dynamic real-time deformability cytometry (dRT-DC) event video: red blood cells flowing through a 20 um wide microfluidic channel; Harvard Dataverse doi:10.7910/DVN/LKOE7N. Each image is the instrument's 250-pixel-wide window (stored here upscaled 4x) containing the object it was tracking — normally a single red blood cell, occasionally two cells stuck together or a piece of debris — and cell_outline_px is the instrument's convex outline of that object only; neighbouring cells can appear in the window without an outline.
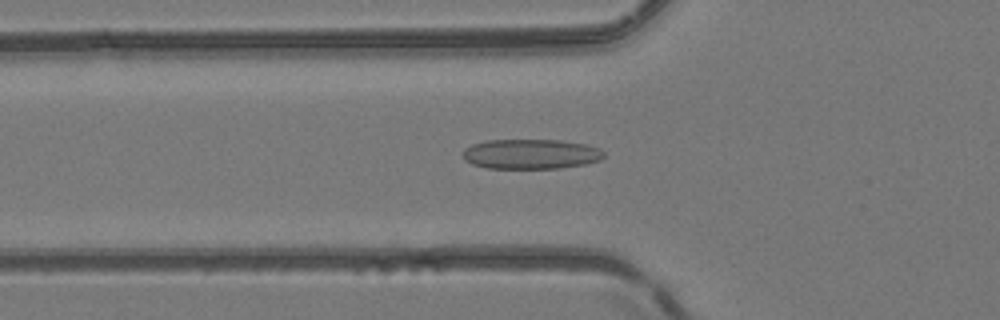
{"species": "common noctule bat (a hibernating species)", "species_latin": "Nyctalus noctula", "temperature_condition": "room temperature", "stored_images_in_passage": 50, "camera_frame_rate_fps": 3000, "um_per_image_px": 0.085, "animal": {"sex": "female", "body_mass_g": 24.6, "forearm_length_mm": 56.2}, "frame": {"image": 1, "passage_image": 18, "time_ms": 5.667, "image_size_px": [1000, 320], "cell_outline_px": [[604, 156], [600, 160], [584, 164], [560, 168], [488, 168], [472, 164], [464, 160], [464, 148], [472, 144], [488, 140], [560, 140], [584, 144], [600, 148], [604, 152]], "centroid_in_image_um": [45.12, 13.09], "position_along_channel_um": 80.7, "area_um2": 24.51}}
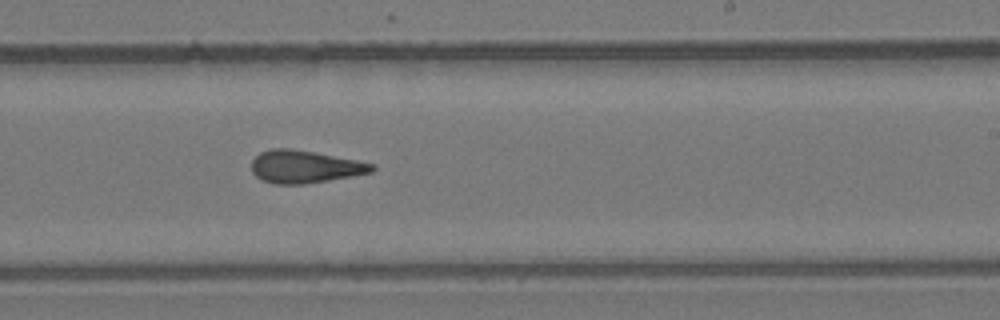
{"frame": {"image": 2, "passage_image": 31, "time_ms": 10.0, "image_size_px": [1000, 320], "cell_outline_px": [[376, 168], [372, 172], [352, 176], [304, 184], [276, 184], [260, 180], [252, 172], [252, 160], [260, 152], [272, 148], [292, 148], [356, 160], [376, 164]], "centroid_in_image_um": [25.89, 14.17], "position_along_channel_um": 263.1, "area_um2": 22.89}}
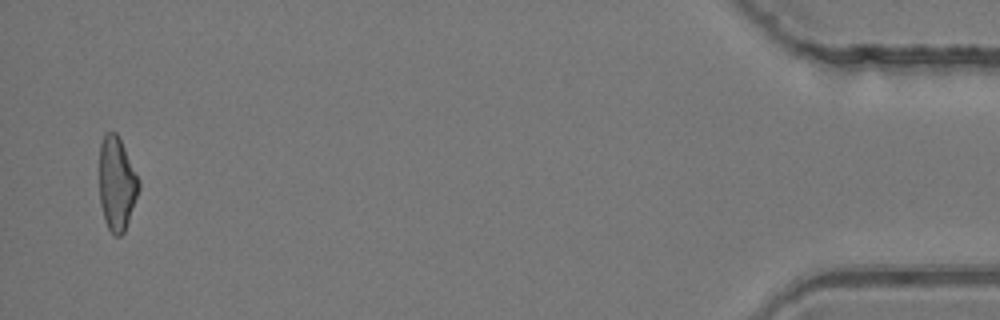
{"frame": {"image": 3, "passage_image": 49, "time_ms": 16.0, "image_size_px": [1000, 320], "cell_outline_px": [[140, 188], [124, 232], [120, 236], [116, 236], [108, 228], [104, 220], [100, 204], [100, 144], [104, 132], [116, 132], [140, 180]], "centroid_in_image_um": [9.92, 15.61], "position_along_channel_um": 425.3, "area_um2": 21.39}, "authors_computed_cell_mechanics": {"area_um2": 23.0044, "velocity_mm_per_s": 4.195, "shape_relaxation_time_tau1_ms": null, "shape_relaxation_time_tau2_ms": 2.2739, "deformation_change_tau1": null, "deformation_change_tau2": 0.1266}}